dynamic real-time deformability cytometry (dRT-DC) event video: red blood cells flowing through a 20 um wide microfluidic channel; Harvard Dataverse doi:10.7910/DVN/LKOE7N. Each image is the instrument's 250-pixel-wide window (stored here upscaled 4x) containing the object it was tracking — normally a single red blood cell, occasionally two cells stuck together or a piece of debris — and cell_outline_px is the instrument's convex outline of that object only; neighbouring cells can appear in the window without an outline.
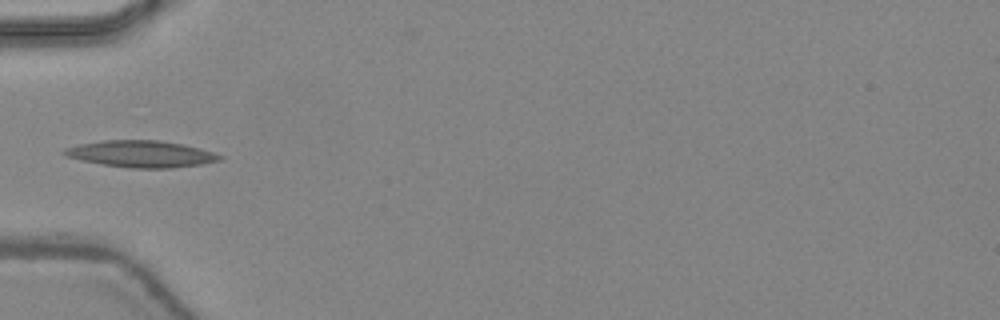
{"species": "common noctule bat (a hibernating species)", "species_latin": "Nyctalus noctula", "temperature_condition": "warm", "stored_images_in_passage": 31, "camera_frame_rate_fps": 3000, "um_per_image_px": 0.085, "animal": {"sex": "female", "body_mass_g": 24.6, "forearm_length_mm": 56.2}, "frame": {"image": 1, "passage_image": 1, "time_ms": 0.0, "image_size_px": [1000, 320], "cell_outline_px": [[224, 156], [220, 160], [200, 164], [172, 168], [128, 168], [80, 160], [64, 156], [60, 152], [64, 148], [80, 144], [104, 140], [160, 140], [184, 144], [200, 148]], "centroid_in_image_um": [11.97, 13.08], "position_along_channel_um": 73.0, "area_um2": 24.22}}
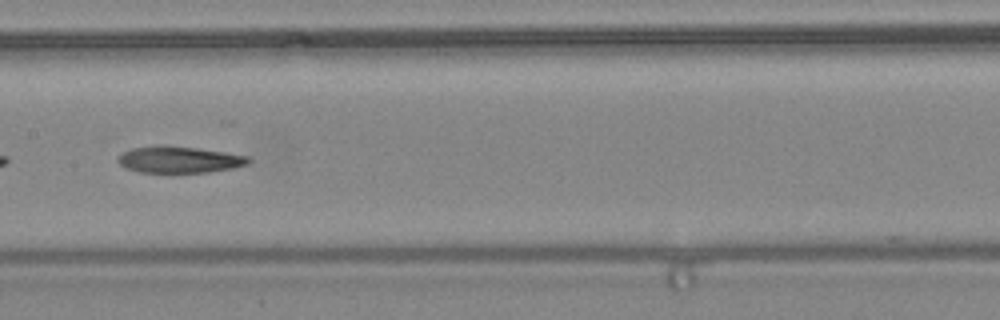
{"frame": {"image": 2, "passage_image": 9, "time_ms": 2.667, "image_size_px": [1000, 320], "cell_outline_px": [[252, 160], [248, 164], [232, 168], [208, 172], [140, 172], [128, 168], [120, 164], [116, 160], [124, 152], [132, 148], [156, 144], [164, 144], [196, 148], [224, 152], [248, 156]], "centroid_in_image_um": [15.23, 13.55], "position_along_channel_um": 192.2, "area_um2": 20.17}}
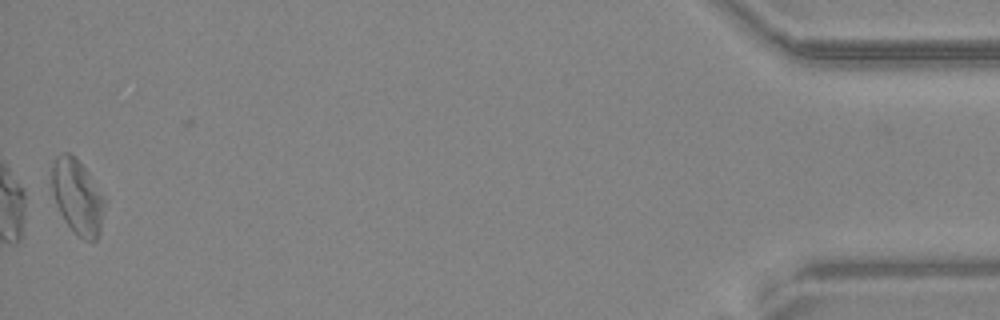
{"frame": {"image": 3, "passage_image": 31, "time_ms": 10.0, "image_size_px": [1000, 320], "cell_outline_px": [[108, 200], [100, 232], [96, 240], [84, 240], [76, 236], [64, 220], [56, 204], [52, 192], [52, 164], [56, 156], [64, 152], [68, 152], [88, 172]], "centroid_in_image_um": [6.62, 16.77], "position_along_channel_um": 428.6, "area_um2": 23.41}, "authors_computed_cell_mechanics": {"area_um2": 21.5016, "velocity_mm_per_s": 4.4405, "shape_relaxation_time_tau1_ms": 8.5145, "shape_relaxation_time_tau2_ms": 6.169, "deformation_change_tau1": 0.2221, "deformation_change_tau2": 0.1964}}